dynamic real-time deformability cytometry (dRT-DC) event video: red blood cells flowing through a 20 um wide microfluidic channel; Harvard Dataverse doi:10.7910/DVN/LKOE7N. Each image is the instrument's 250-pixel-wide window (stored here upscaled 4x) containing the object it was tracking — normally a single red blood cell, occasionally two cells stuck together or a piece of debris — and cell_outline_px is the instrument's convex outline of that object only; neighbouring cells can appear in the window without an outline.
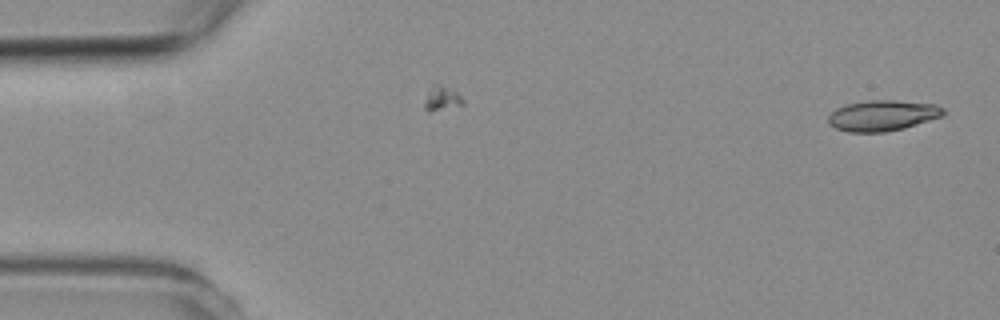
{"species": "common noctule bat (a hibernating species)", "species_latin": "Nyctalus noctula", "temperature_condition": "room temperature", "stored_images_in_passage": 2, "camera_frame_rate_fps": 3000, "um_per_image_px": 0.085, "animal": {"sex": "female", "body_mass_g": 19.3, "forearm_length_mm": 54.1}, "frame": {"image": 1, "passage_image": 2, "time_ms": 1.333, "image_size_px": [1000, 320], "cell_outline_px": [[944, 116], [904, 128], [884, 132], [848, 132], [836, 128], [828, 124], [828, 116], [836, 108], [848, 104], [872, 100], [896, 100], [936, 104], [944, 108]], "centroid_in_image_um": [75.04, 9.82], "position_along_channel_um": 10.0, "area_um2": 20.63}}